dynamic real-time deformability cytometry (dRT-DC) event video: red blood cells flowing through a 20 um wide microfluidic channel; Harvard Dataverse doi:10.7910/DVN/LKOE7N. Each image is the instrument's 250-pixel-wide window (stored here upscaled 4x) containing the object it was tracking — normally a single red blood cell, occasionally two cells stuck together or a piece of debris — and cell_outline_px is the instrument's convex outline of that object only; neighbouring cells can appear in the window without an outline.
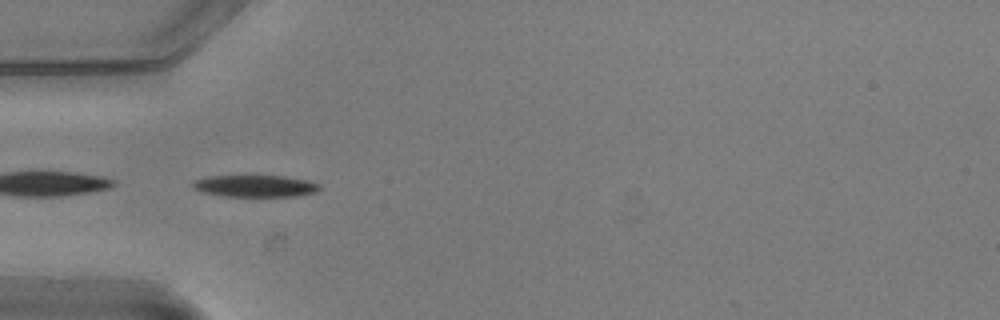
{"species": "common noctule bat (a hibernating species)", "species_latin": "Nyctalus noctula", "temperature_condition": "warm", "stored_images_in_passage": 38, "camera_frame_rate_fps": 3000, "um_per_image_px": 0.085, "animal": {"sex": "male", "body_mass_g": 20.5, "forearm_length_mm": 52.5}, "frame": {"image": 1, "passage_image": 1, "time_ms": 0.0, "image_size_px": [1000, 320], "cell_outline_px": [[320, 188], [316, 192], [296, 196], [224, 196], [204, 192], [192, 188], [192, 180], [204, 176], [284, 176], [308, 180], [320, 184]], "centroid_in_image_um": [21.67, 15.8], "position_along_channel_um": 63.3, "area_um2": 16.18}}
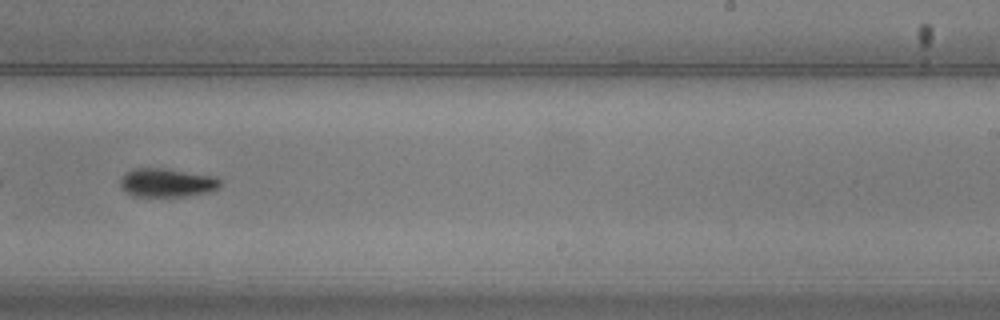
{"frame": {"image": 2, "passage_image": 18, "time_ms": 5.667, "image_size_px": [1000, 320], "cell_outline_px": [[220, 188], [208, 192], [184, 196], [132, 196], [120, 188], [120, 176], [124, 172], [132, 168], [164, 168], [216, 176], [220, 180]], "centroid_in_image_um": [14.14, 15.52], "position_along_channel_um": 274.9, "area_um2": 16.94}}
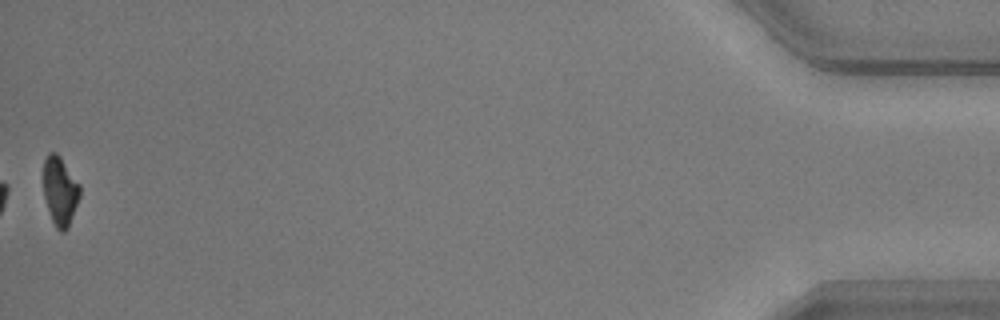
{"frame": {"image": 3, "passage_image": 38, "time_ms": 12.333, "image_size_px": [1000, 320], "cell_outline_px": [[80, 196], [68, 228], [64, 232], [60, 232], [56, 228], [52, 220], [44, 196], [44, 160], [48, 152], [56, 152], [60, 156], [80, 184]], "centroid_in_image_um": [5.11, 16.23], "position_along_channel_um": 430.1, "area_um2": 14.57}, "authors_computed_cell_mechanics": {"area_um2": 16.5019, "velocity_mm_per_s": 3.7556, "shape_relaxation_time_tau1_ms": 2.4876, "shape_relaxation_time_tau2_ms": null, "deformation_change_tau1": 0.1335, "deformation_change_tau2": null}}